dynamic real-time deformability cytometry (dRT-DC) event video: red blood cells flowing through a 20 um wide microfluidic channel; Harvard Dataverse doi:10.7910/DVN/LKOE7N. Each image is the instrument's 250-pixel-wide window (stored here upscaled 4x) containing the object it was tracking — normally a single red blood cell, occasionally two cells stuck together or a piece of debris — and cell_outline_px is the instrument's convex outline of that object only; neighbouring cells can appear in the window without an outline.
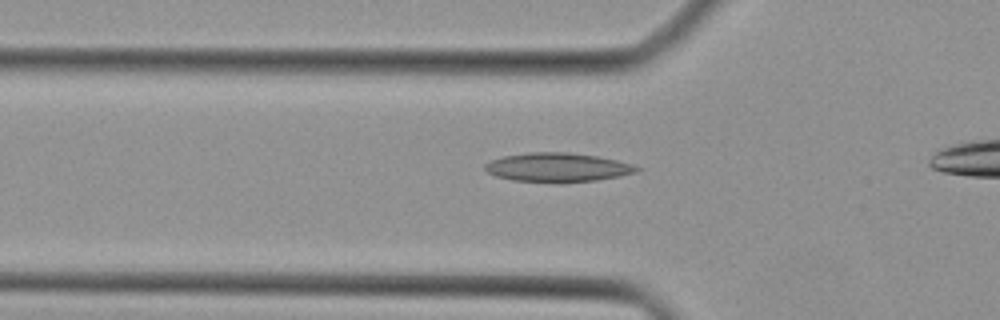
{"species": "Egyptian fruit bat (a non-hibernating species)", "species_latin": "Rousettus aegyptiacus", "temperature_condition": "cold", "stored_images_in_passage": 27, "camera_frame_rate_fps": 3000, "um_per_image_px": 0.085, "animal": {"sex": "female"}, "frame": {"image": 1, "passage_image": 3, "time_ms": 0.667, "image_size_px": [1000, 320], "cell_outline_px": [[640, 168], [636, 172], [620, 176], [596, 180], [560, 184], [512, 180], [496, 176], [488, 172], [484, 168], [484, 164], [492, 160], [504, 156], [528, 152], [568, 152], [596, 156], [616, 160], [632, 164]], "centroid_in_image_um": [47.38, 14.24], "position_along_channel_um": 78.4, "area_um2": 25.89}}
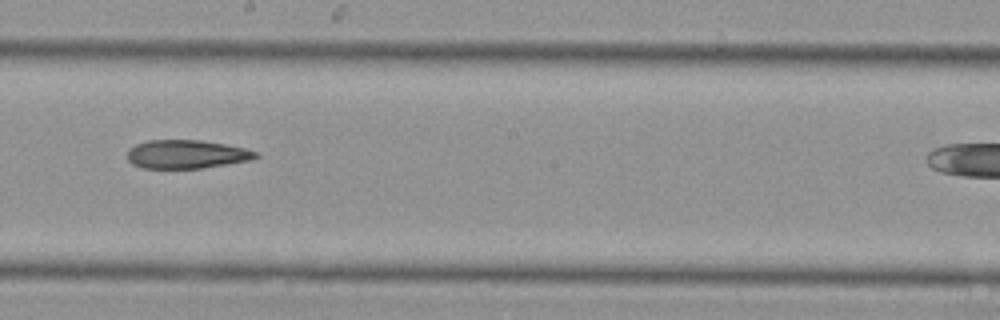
{"frame": {"image": 2, "passage_image": 13, "time_ms": 4.0, "image_size_px": [1000, 320], "cell_outline_px": [[260, 156], [252, 160], [204, 168], [144, 168], [132, 164], [128, 160], [128, 148], [136, 144], [148, 140], [200, 140], [224, 144], [244, 148], [256, 152]], "centroid_in_image_um": [15.85, 13.11], "position_along_channel_um": 232.3, "area_um2": 21.39}}
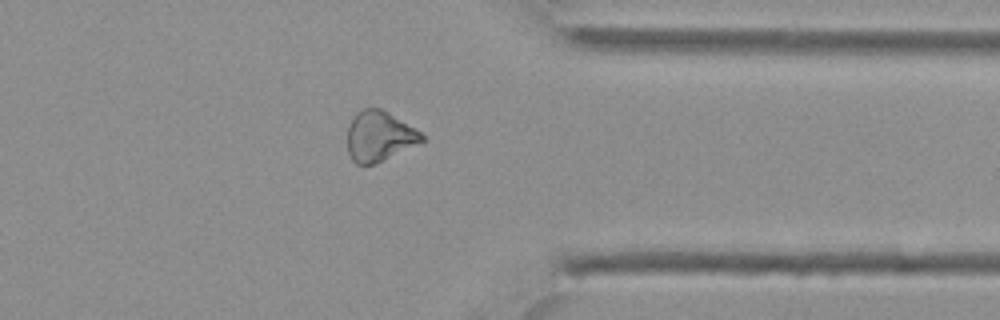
{"frame": {"image": 3, "passage_image": 23, "time_ms": 7.333, "image_size_px": [1000, 320], "cell_outline_px": [[424, 140], [376, 164], [356, 164], [352, 160], [348, 152], [348, 128], [356, 112], [364, 108], [380, 108], [388, 112], [420, 132], [424, 136]], "centroid_in_image_um": [32.21, 11.58], "position_along_channel_um": 379.2, "area_um2": 21.39}}